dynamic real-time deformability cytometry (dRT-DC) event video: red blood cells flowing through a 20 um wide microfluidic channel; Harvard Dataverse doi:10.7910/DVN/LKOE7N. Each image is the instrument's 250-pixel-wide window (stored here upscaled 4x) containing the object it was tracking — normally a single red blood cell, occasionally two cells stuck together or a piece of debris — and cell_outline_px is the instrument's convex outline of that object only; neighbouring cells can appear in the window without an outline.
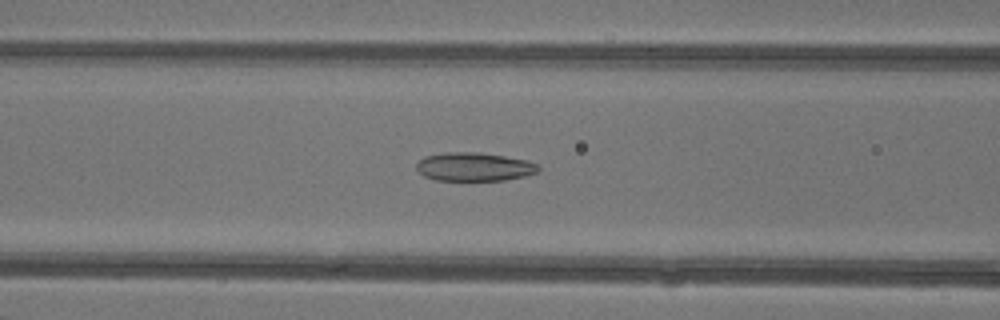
{"species": "common noctule bat (a hibernating species)", "species_latin": "Nyctalus noctula", "temperature_condition": "warm", "stored_images_in_passage": 36, "camera_frame_rate_fps": 3000, "um_per_image_px": 0.085, "animal": {"sex": "female"}, "frame": {"image": 1, "passage_image": 9, "time_ms": 2.667, "image_size_px": [1000, 320], "cell_outline_px": [[540, 168], [536, 172], [524, 176], [504, 180], [436, 180], [424, 176], [416, 168], [416, 164], [424, 156], [444, 152], [480, 152], [504, 156], [524, 160], [536, 164]], "centroid_in_image_um": [40.26, 14.17], "position_along_channel_um": 126.3, "area_um2": 20.11}}
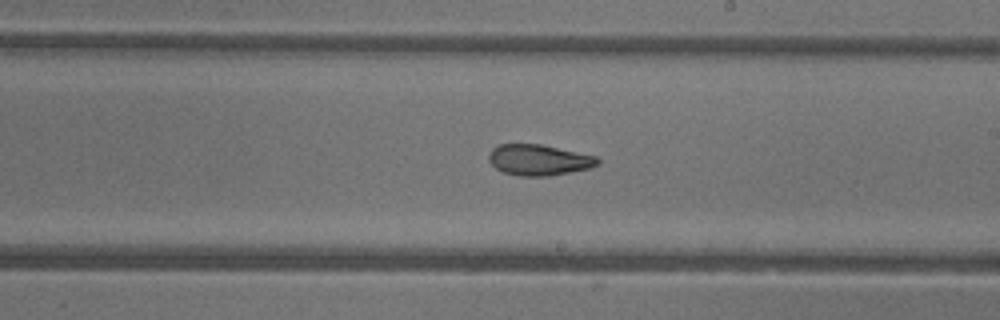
{"frame": {"image": 2, "passage_image": 17, "time_ms": 5.333, "image_size_px": [1000, 320], "cell_outline_px": [[600, 164], [588, 168], [548, 176], [520, 176], [504, 172], [496, 168], [488, 160], [488, 156], [492, 148], [496, 144], [540, 144], [596, 156], [600, 160]], "centroid_in_image_um": [45.77, 13.59], "position_along_channel_um": 243.2, "area_um2": 19.48}}
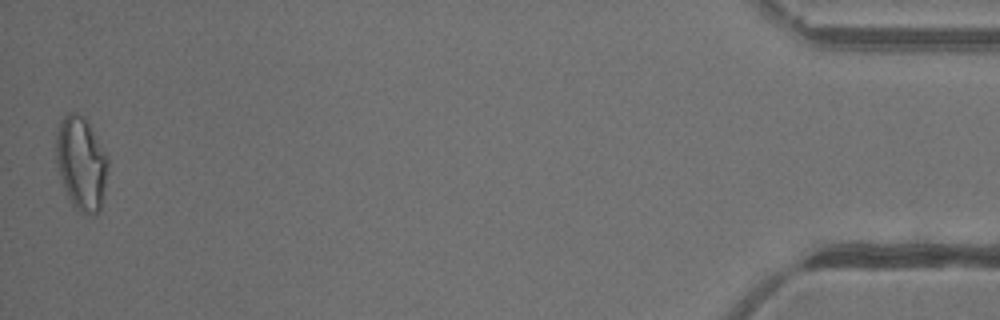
{"frame": {"image": 3, "passage_image": 36, "time_ms": 11.667, "image_size_px": [1000, 320], "cell_outline_px": [[108, 164], [100, 208], [92, 216], [84, 216], [68, 200], [60, 176], [56, 160], [56, 132], [60, 120], [68, 112], [76, 112], [84, 116], [108, 156]], "centroid_in_image_um": [6.88, 13.87], "position_along_channel_um": 428.3, "area_um2": 28.26}, "authors_computed_cell_mechanics": {"area_um2": 20.9525, "velocity_mm_per_s": 4.3868, "shape_relaxation_time_tau1_ms": null, "shape_relaxation_time_tau2_ms": 2.245, "deformation_change_tau1": null, "deformation_change_tau2": 0.0883}}